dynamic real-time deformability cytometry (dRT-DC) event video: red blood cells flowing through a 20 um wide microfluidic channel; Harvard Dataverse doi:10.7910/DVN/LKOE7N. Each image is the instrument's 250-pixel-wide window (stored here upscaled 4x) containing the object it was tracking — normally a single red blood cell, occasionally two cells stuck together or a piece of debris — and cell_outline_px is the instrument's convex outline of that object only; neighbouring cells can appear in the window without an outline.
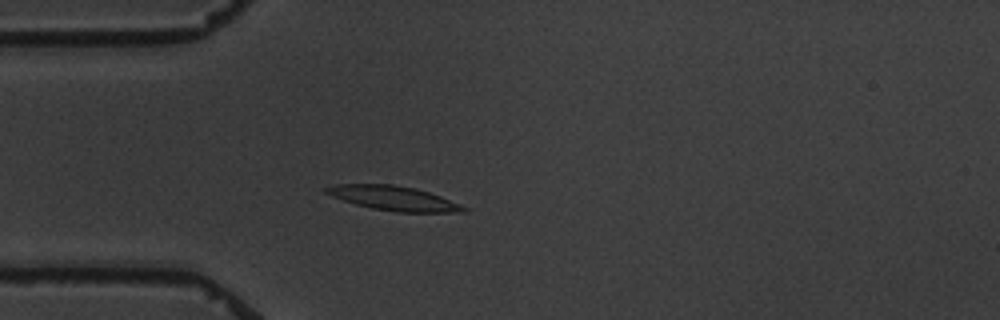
{"species": "common noctule bat (a hibernating species)", "species_latin": "Nyctalus noctula", "temperature_condition": "warm", "stored_images_in_passage": 5, "camera_frame_rate_fps": 3000, "um_per_image_px": 0.085, "animal": {"sex": "male", "body_mass_g": 19.5, "forearm_length_mm": 54.6}, "frame": {"image": 1, "passage_image": 4, "time_ms": 4.667, "image_size_px": [1000, 320], "cell_outline_px": [[468, 212], [396, 212], [372, 208], [356, 204], [332, 196], [324, 192], [324, 188], [336, 184], [392, 184], [416, 188], [440, 196], [460, 204], [468, 208]], "centroid_in_image_um": [33.47, 16.85], "position_along_channel_um": 51.5, "area_um2": 19.48}}